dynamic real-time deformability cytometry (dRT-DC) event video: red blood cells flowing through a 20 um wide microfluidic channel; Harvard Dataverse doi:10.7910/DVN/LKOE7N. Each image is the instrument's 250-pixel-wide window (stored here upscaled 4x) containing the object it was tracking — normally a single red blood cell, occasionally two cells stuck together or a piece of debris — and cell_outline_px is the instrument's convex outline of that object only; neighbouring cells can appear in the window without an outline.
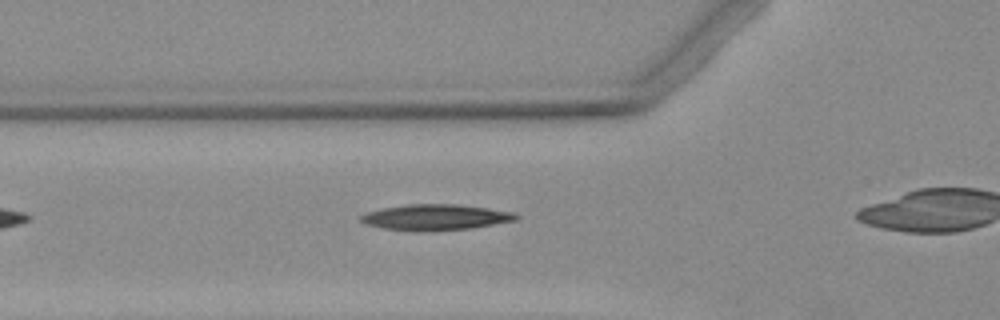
{"species": "Egyptian fruit bat (a non-hibernating species)", "species_latin": "Rousettus aegyptiacus", "temperature_condition": "warm", "stored_images_in_passage": 5, "camera_frame_rate_fps": 3000, "um_per_image_px": 0.085, "animal": {"sex": "female"}, "frame": {"image": 1, "passage_image": 4, "time_ms": 3.667, "image_size_px": [1000, 320], "cell_outline_px": [[520, 216], [516, 220], [468, 228], [384, 228], [364, 224], [360, 220], [360, 216], [368, 212], [384, 208], [408, 204], [456, 204], [488, 208], [516, 212]], "centroid_in_image_um": [37.08, 18.41], "position_along_channel_um": 88.7, "area_um2": 22.02}}